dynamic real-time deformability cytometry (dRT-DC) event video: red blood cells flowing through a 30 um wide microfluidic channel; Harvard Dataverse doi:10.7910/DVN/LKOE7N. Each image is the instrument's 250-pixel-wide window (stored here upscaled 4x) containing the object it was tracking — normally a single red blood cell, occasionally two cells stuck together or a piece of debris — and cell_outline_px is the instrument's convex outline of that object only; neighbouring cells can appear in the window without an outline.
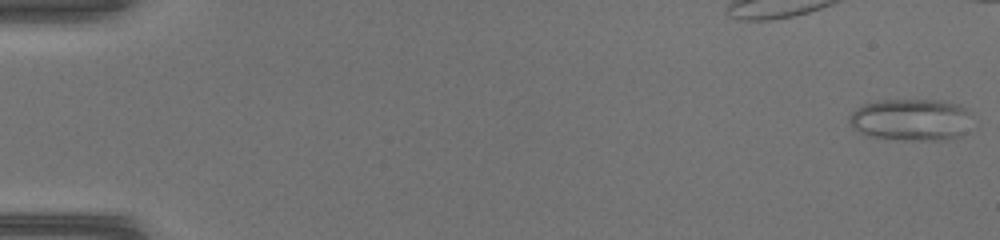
{"species": "common noctule bat (a hibernating species)", "species_latin": "Nyctalus noctula", "temperature_condition": "warm", "stored_images_in_passage": 43, "camera_frame_rate_fps": 3000, "um_per_image_px": 0.085, "animal": {"sex": "female", "body_mass_g": 17.0, "forearm_length_mm": 48.0}, "frame": {"image": 1, "passage_image": 1, "time_ms": 0.0, "image_size_px": [1000, 240], "cell_outline_px": [[968, 112], [964, 132], [960, 136], [948, 140], [900, 140], [864, 136], [848, 124], [848, 116], [856, 108], [864, 104], [880, 100], [940, 100], [960, 104]], "centroid_in_image_um": [77.34, 10.18], "position_along_channel_um": 7.7, "area_um2": 30.11}}
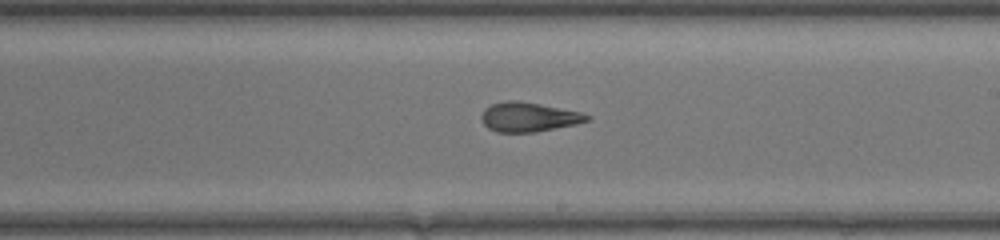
{"frame": {"image": 2, "passage_image": 28, "time_ms": 9.0, "image_size_px": [1000, 240], "cell_outline_px": [[592, 120], [576, 124], [536, 132], [496, 132], [488, 128], [484, 124], [480, 116], [484, 108], [492, 104], [508, 100], [512, 100], [540, 104], [580, 112], [592, 116]], "centroid_in_image_um": [44.94, 9.95], "position_along_channel_um": 244.1, "area_um2": 18.09}}
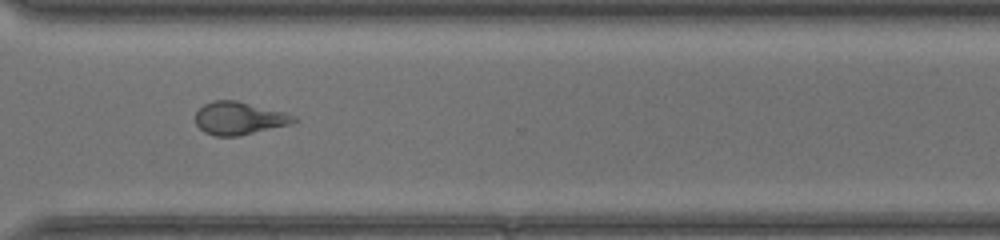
{"frame": {"image": 3, "passage_image": 35, "time_ms": 11.333, "image_size_px": [1000, 240], "cell_outline_px": [[296, 120], [292, 124], [240, 136], [216, 136], [204, 132], [196, 124], [196, 112], [204, 104], [212, 100], [236, 100], [284, 112], [296, 116]], "centroid_in_image_um": [20.33, 10.05], "position_along_channel_um": 350.3, "area_um2": 18.84}}